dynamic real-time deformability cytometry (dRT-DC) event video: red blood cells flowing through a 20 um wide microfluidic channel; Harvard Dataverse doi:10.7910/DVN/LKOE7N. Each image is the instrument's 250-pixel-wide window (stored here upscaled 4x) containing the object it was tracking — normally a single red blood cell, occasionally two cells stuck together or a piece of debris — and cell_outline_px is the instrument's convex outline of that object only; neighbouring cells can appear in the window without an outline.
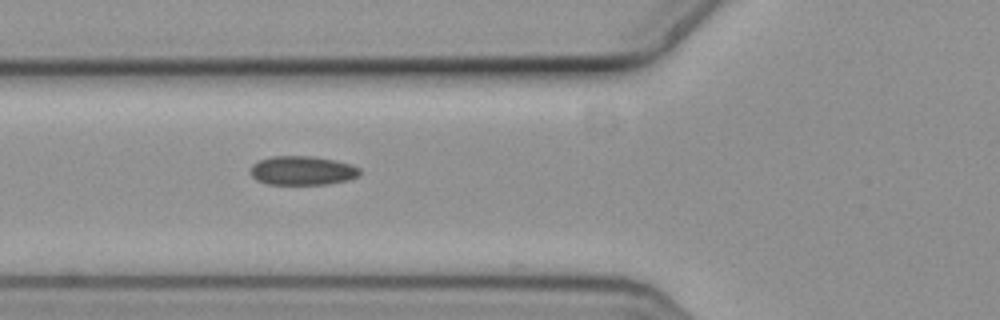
{"species": "common noctule bat (a hibernating species)", "species_latin": "Nyctalus noctula", "temperature_condition": "cold", "stored_images_in_passage": 6, "camera_frame_rate_fps": 3000, "um_per_image_px": 0.085, "animal": {"sex": "female", "body_mass_g": 19.3, "forearm_length_mm": 54.1}, "frame": {"image": 1, "passage_image": 6, "time_ms": 1.667, "image_size_px": [1000, 320], "cell_outline_px": [[360, 176], [348, 180], [328, 184], [268, 184], [256, 180], [248, 172], [252, 164], [260, 160], [272, 156], [312, 156], [336, 160], [352, 164], [360, 168]], "centroid_in_image_um": [25.71, 14.49], "position_along_channel_um": 100.1, "area_um2": 18.73}}